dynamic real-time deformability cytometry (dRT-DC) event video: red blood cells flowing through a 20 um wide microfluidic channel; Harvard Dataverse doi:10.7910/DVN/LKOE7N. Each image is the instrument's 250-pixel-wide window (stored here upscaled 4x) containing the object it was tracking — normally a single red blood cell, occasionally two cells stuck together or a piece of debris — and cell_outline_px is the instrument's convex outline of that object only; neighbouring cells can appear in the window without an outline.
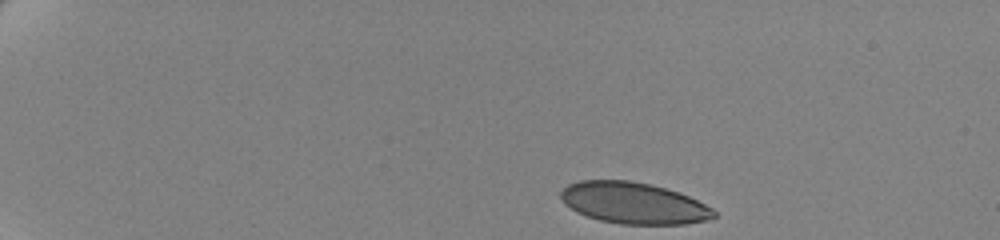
{"species": "human", "species_latin": "Homo sapiens", "temperature_condition": "cold", "stored_images_in_passage": 50, "camera_frame_rate_fps": 3000, "um_per_image_px": 0.085, "donor": {"sex": "female"}, "frame": {"image": 1, "passage_image": 1, "time_ms": 0.0, "image_size_px": [1000, 240], "cell_outline_px": [[716, 216], [708, 220], [684, 224], [620, 224], [600, 220], [576, 212], [564, 204], [560, 196], [560, 192], [568, 184], [580, 180], [628, 180], [648, 184], [664, 188], [688, 196], [712, 208], [716, 212]], "centroid_in_image_um": [53.83, 17.26], "position_along_channel_um": 31.2, "area_um2": 36.76}}
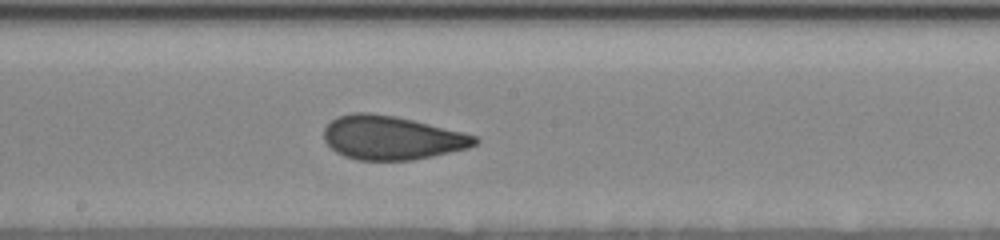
{"frame": {"image": 2, "passage_image": 26, "time_ms": 8.333, "image_size_px": [1000, 240], "cell_outline_px": [[480, 140], [476, 144], [468, 148], [432, 156], [412, 160], [360, 160], [344, 156], [336, 152], [324, 140], [324, 128], [336, 116], [352, 112], [372, 112], [396, 116], [464, 132], [476, 136]], "centroid_in_image_um": [33.29, 11.7], "position_along_channel_um": 214.9, "area_um2": 38.61}}
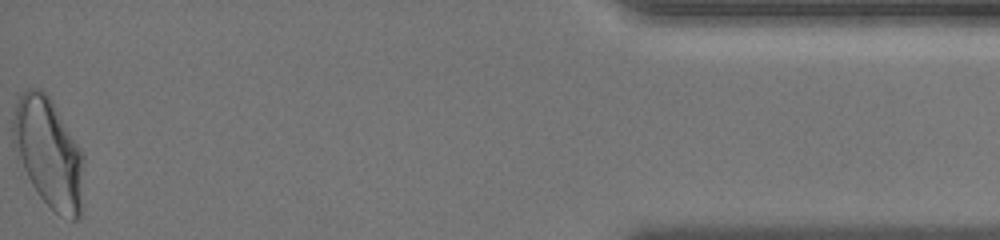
{"frame": {"image": 3, "passage_image": 50, "time_ms": 16.333, "image_size_px": [1000, 240], "cell_outline_px": [[84, 160], [80, 216], [76, 220], [72, 220], [60, 216], [40, 196], [32, 184], [12, 144], [12, 120], [16, 104], [20, 96], [28, 88], [36, 88], [44, 92], [52, 100], [80, 148], [84, 156]], "centroid_in_image_um": [4.14, 12.98], "position_along_channel_um": 431.1, "area_um2": 44.68}, "authors_computed_cell_mechanics": {"area_um2": 38.6104, "velocity_mm_per_s": 3.4864, "shape_relaxation_time_tau1_ms": 6.6924, "shape_relaxation_time_tau2_ms": 0.8604, "deformation_change_tau1": 0.1482, "deformation_change_tau2": 0.0451}}